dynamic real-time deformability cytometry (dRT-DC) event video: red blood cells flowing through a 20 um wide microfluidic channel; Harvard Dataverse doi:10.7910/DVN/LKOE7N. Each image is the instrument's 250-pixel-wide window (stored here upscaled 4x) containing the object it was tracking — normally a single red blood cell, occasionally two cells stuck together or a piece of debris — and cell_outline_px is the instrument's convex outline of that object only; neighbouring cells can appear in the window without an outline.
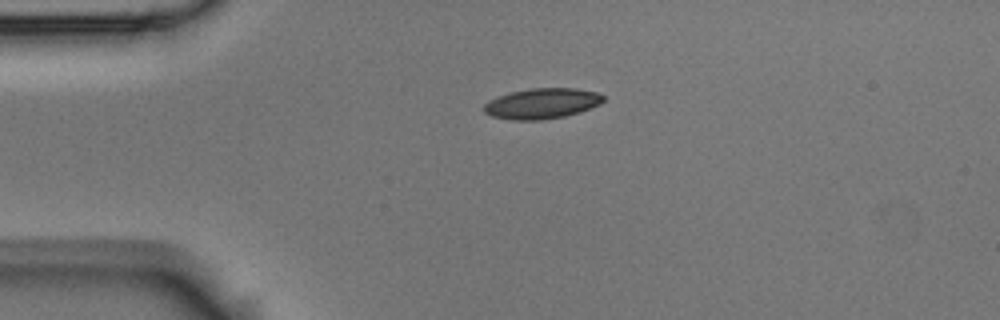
{"species": "Egyptian fruit bat (a non-hibernating species)", "species_latin": "Rousettus aegyptiacus", "temperature_condition": "room temperature", "stored_images_in_passage": 1, "camera_frame_rate_fps": 3000, "um_per_image_px": 0.085, "animal": {"sex": "male"}, "frame": {"image": 1, "passage_image": 1, "time_ms": 0.0, "image_size_px": [1000, 320], "cell_outline_px": [[604, 100], [600, 104], [580, 112], [564, 116], [540, 120], [512, 120], [492, 116], [484, 112], [484, 104], [488, 100], [496, 96], [512, 92], [532, 88], [576, 88], [596, 92], [604, 96]], "centroid_in_image_um": [46.05, 8.79], "position_along_channel_um": 38.9, "area_um2": 21.21}}